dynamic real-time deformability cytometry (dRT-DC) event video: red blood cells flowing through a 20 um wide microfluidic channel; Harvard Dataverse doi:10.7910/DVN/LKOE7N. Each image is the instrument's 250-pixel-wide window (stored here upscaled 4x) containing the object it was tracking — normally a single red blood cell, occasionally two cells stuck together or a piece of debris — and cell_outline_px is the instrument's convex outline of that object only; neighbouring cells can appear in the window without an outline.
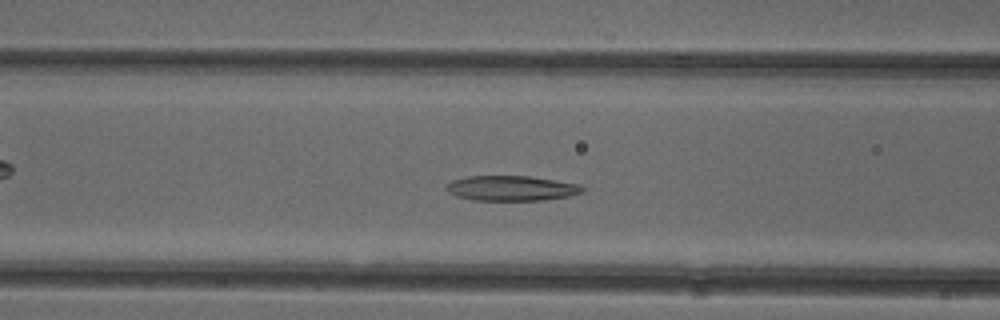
{"species": "common noctule bat (a hibernating species)", "species_latin": "Nyctalus noctula", "temperature_condition": "cold", "stored_images_in_passage": 48, "camera_frame_rate_fps": 3000, "um_per_image_px": 0.085, "animal": {"sex": "female"}, "frame": {"image": 1, "passage_image": 17, "time_ms": 5.333, "image_size_px": [1000, 320], "cell_outline_px": [[584, 192], [568, 196], [540, 200], [472, 200], [456, 196], [448, 192], [444, 188], [452, 180], [468, 176], [528, 176], [580, 184], [584, 188]], "centroid_in_image_um": [43.45, 16.0], "position_along_channel_um": 123.2, "area_um2": 19.83}}
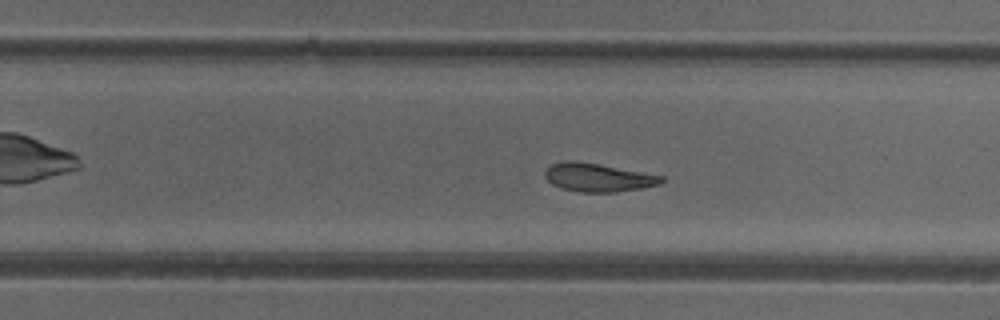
{"frame": {"image": 2, "passage_image": 29, "time_ms": 9.333, "image_size_px": [1000, 320], "cell_outline_px": [[664, 180], [660, 184], [644, 188], [616, 192], [580, 192], [560, 188], [552, 184], [544, 176], [544, 172], [552, 164], [564, 160], [576, 160], [600, 164], [664, 176]], "centroid_in_image_um": [50.83, 15.08], "position_along_channel_um": 279.0, "area_um2": 19.42}}
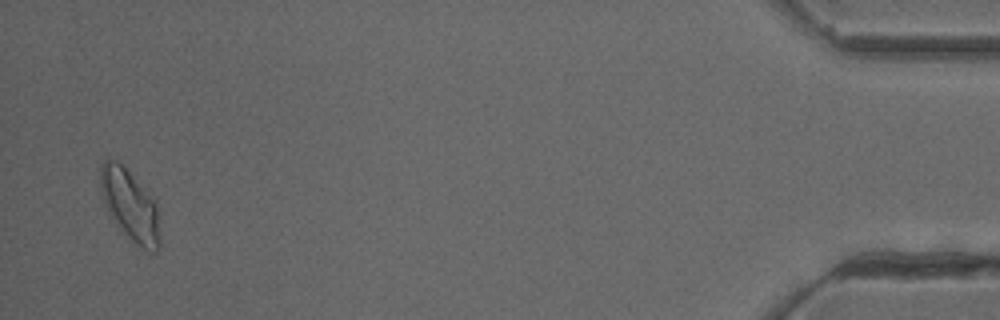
{"frame": {"image": 3, "passage_image": 47, "time_ms": 15.333, "image_size_px": [1000, 320], "cell_outline_px": [[160, 248], [156, 252], [148, 252], [136, 244], [120, 228], [108, 212], [100, 192], [100, 164], [104, 160], [116, 160], [128, 172], [156, 204], [160, 236]], "centroid_in_image_um": [11.03, 17.49], "position_along_channel_um": 424.2, "area_um2": 23.99}, "authors_computed_cell_mechanics": {"area_um2": 21.0103, "velocity_mm_per_s": 3.9014, "shape_relaxation_time_tau1_ms": 6.5381, "shape_relaxation_time_tau2_ms": 7.4486, "deformation_change_tau1": 0.1564, "deformation_change_tau2": 0.1629}}